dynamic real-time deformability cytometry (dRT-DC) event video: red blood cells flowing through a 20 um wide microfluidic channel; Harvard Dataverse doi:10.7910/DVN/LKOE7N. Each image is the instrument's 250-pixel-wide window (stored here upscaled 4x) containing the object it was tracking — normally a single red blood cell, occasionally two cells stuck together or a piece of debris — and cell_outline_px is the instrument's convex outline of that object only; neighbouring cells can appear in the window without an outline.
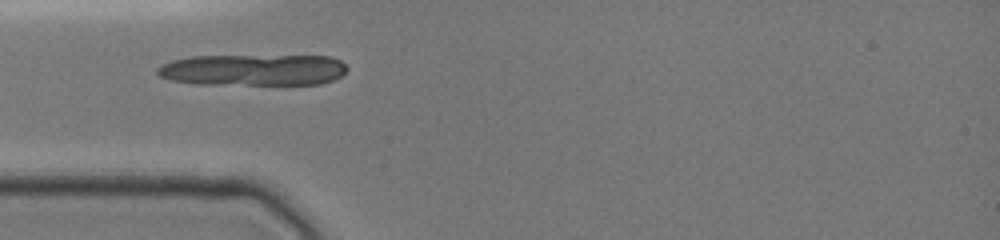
{"species": "common noctule bat (a hibernating species)", "species_latin": "Nyctalus noctula", "temperature_condition": "cold", "stored_images_in_passage": 8, "camera_frame_rate_fps": 3000, "um_per_image_px": 0.085, "animal": {"sex": "female", "body_mass_g": 19.0, "forearm_length_mm": 51.5}, "frame": {"image": 1, "passage_image": 5, "time_ms": 4.667, "image_size_px": [1000, 240], "cell_outline_px": [[344, 72], [340, 76], [332, 80], [320, 84], [192, 84], [172, 80], [160, 76], [156, 72], [156, 68], [160, 64], [172, 60], [192, 56], [332, 56], [340, 60], [344, 64]], "centroid_in_image_um": [21.46, 5.94], "position_along_channel_um": 63.5, "area_um2": 34.74}}